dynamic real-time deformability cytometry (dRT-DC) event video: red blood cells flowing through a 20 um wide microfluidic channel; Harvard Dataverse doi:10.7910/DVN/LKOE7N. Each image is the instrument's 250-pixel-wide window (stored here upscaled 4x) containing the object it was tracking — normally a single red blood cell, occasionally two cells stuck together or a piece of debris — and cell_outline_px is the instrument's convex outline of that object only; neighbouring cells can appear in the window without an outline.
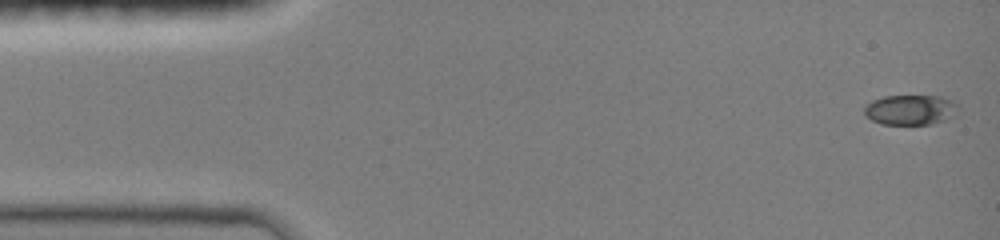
{"species": "common noctule bat (a hibernating species)", "species_latin": "Nyctalus noctula", "temperature_condition": "room temperature", "stored_images_in_passage": 20, "camera_frame_rate_fps": 3000, "um_per_image_px": 0.085, "animal": {"sex": "female", "body_mass_g": 19.0, "forearm_length_mm": 51.5}, "frame": {"image": 1, "passage_image": 1, "time_ms": 0.0, "image_size_px": [1000, 240], "cell_outline_px": [[960, 108], [956, 116], [932, 124], [880, 124], [864, 116], [864, 104], [872, 100], [884, 96], [940, 96], [952, 100]], "centroid_in_image_um": [77.39, 9.33], "position_along_channel_um": 7.6, "area_um2": 16.76}}
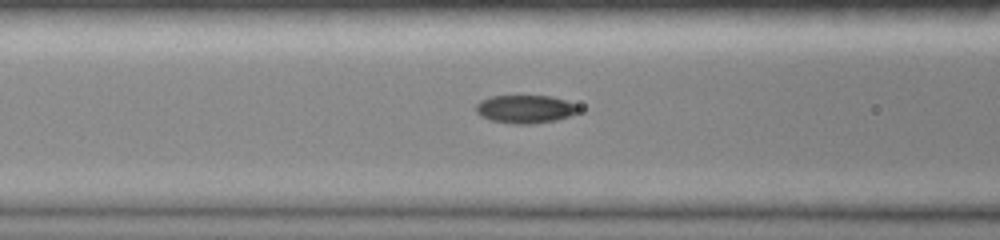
{"frame": {"image": 2, "passage_image": 12, "time_ms": 5.667, "image_size_px": [1000, 240], "cell_outline_px": [[580, 112], [556, 120], [532, 124], [512, 124], [492, 120], [480, 116], [476, 112], [476, 104], [480, 100], [492, 96], [552, 96], [576, 104], [580, 108]], "centroid_in_image_um": [44.65, 9.27], "position_along_channel_um": 122.0, "area_um2": 16.88}}
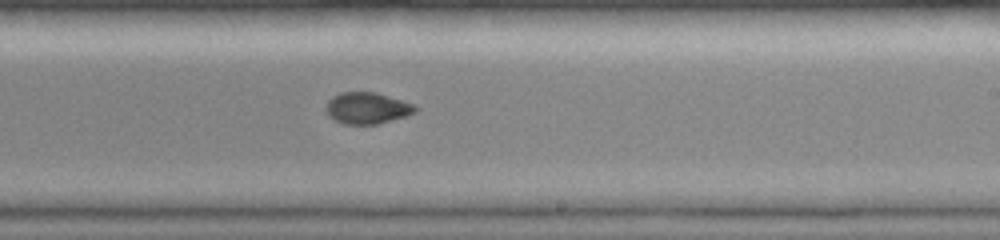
{"frame": {"image": 3, "passage_image": 20, "time_ms": 9.0, "image_size_px": [1000, 240], "cell_outline_px": [[420, 108], [416, 112], [404, 116], [376, 124], [344, 124], [328, 116], [324, 108], [328, 100], [332, 96], [340, 92], [376, 92], [412, 104]], "centroid_in_image_um": [31.16, 9.18], "position_along_channel_um": 257.8, "area_um2": 16.3}}